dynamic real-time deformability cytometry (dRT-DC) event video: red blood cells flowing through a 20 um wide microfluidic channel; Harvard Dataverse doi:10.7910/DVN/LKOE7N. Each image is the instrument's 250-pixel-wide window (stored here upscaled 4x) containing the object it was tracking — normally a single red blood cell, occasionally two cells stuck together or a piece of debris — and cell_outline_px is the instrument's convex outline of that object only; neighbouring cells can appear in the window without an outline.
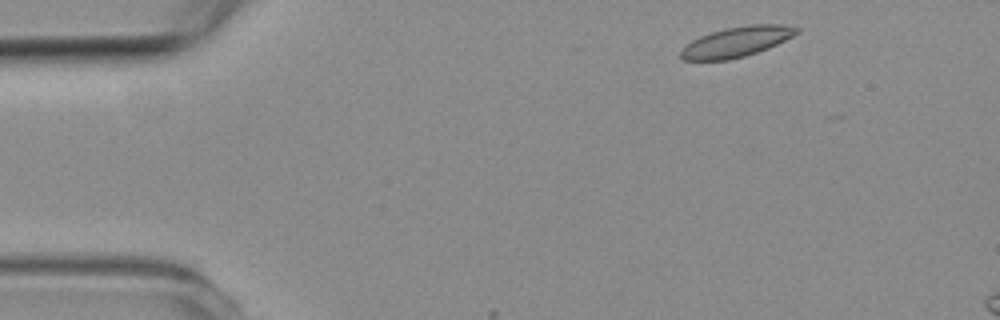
{"species": "common noctule bat (a hibernating species)", "species_latin": "Nyctalus noctula", "temperature_condition": "room temperature", "stored_images_in_passage": 4, "camera_frame_rate_fps": 3000, "um_per_image_px": 0.085, "animal": {"sex": "female", "body_mass_g": 19.3, "forearm_length_mm": 54.1}, "frame": {"image": 1, "passage_image": 1, "time_ms": 0.0, "image_size_px": [1000, 320], "cell_outline_px": [[800, 32], [768, 48], [744, 56], [728, 60], [684, 60], [680, 56], [680, 52], [692, 40], [700, 36], [724, 28], [752, 24], [784, 24], [800, 28]], "centroid_in_image_um": [62.63, 3.54], "position_along_channel_um": 22.4, "area_um2": 20.17}}